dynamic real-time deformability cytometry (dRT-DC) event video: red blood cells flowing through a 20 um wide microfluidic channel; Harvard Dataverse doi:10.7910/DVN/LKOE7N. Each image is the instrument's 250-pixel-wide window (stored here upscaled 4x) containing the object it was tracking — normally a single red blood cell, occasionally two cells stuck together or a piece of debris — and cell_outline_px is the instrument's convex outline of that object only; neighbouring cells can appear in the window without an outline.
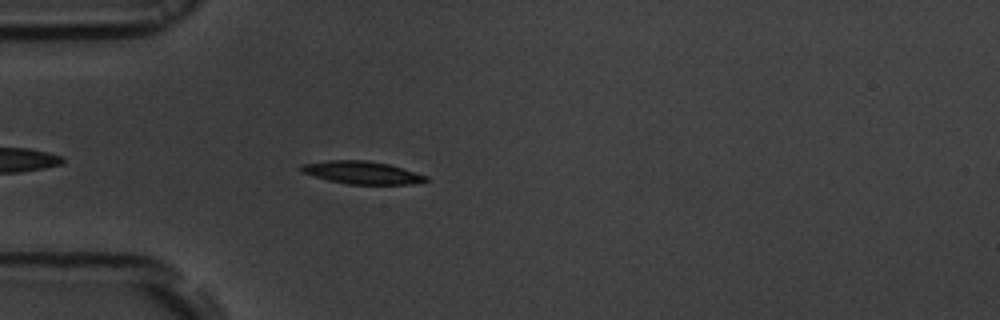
{"species": "common noctule bat (a hibernating species)", "species_latin": "Nyctalus noctula", "temperature_condition": "room temperature", "stored_images_in_passage": 43, "camera_frame_rate_fps": 3000, "um_per_image_px": 0.085, "animal": {"sex": "male", "body_mass_g": 19.5, "forearm_length_mm": 54.6}, "frame": {"image": 1, "passage_image": 4, "time_ms": 1.0, "image_size_px": [1000, 320], "cell_outline_px": [[428, 180], [412, 184], [348, 184], [328, 180], [300, 172], [300, 164], [328, 160], [364, 160], [388, 164], [428, 176]], "centroid_in_image_um": [30.72, 14.66], "position_along_channel_um": 54.3, "area_um2": 16.42}}
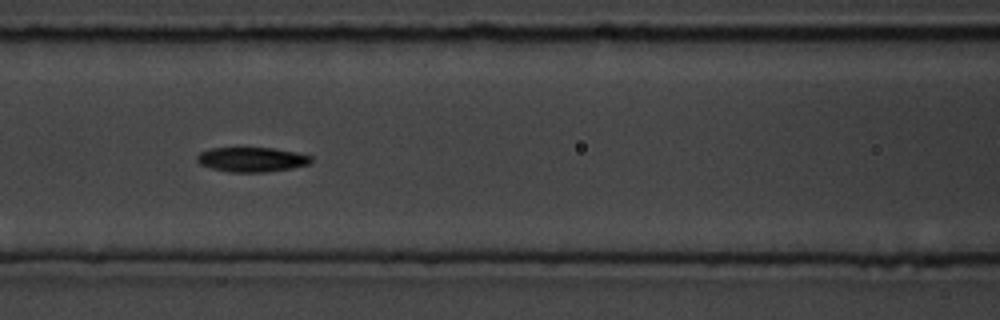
{"frame": {"image": 2, "passage_image": 12, "time_ms": 3.667, "image_size_px": [1000, 320], "cell_outline_px": [[312, 160], [308, 164], [292, 168], [264, 172], [228, 172], [212, 168], [200, 164], [196, 160], [196, 156], [200, 152], [212, 148], [272, 148], [296, 152], [312, 156]], "centroid_in_image_um": [21.39, 13.56], "position_along_channel_um": 145.2, "area_um2": 16.3}}
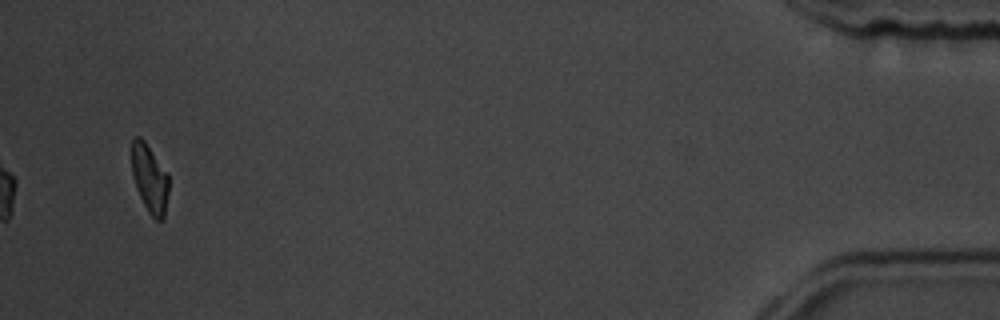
{"frame": {"image": 3, "passage_image": 41, "time_ms": 13.333, "image_size_px": [1000, 320], "cell_outline_px": [[168, 192], [164, 220], [156, 220], [148, 212], [136, 188], [132, 176], [132, 140], [136, 136], [140, 136], [144, 140], [168, 172]], "centroid_in_image_um": [12.73, 15.17], "position_along_channel_um": 422.5, "area_um2": 14.8}, "authors_computed_cell_mechanics": {"area_um2": 16.2418, "velocity_mm_per_s": 3.7109, "shape_relaxation_time_tau1_ms": 3.4113, "shape_relaxation_time_tau2_ms": 8.0066, "deformation_change_tau1": 0.1233, "deformation_change_tau2": 0.1367}}